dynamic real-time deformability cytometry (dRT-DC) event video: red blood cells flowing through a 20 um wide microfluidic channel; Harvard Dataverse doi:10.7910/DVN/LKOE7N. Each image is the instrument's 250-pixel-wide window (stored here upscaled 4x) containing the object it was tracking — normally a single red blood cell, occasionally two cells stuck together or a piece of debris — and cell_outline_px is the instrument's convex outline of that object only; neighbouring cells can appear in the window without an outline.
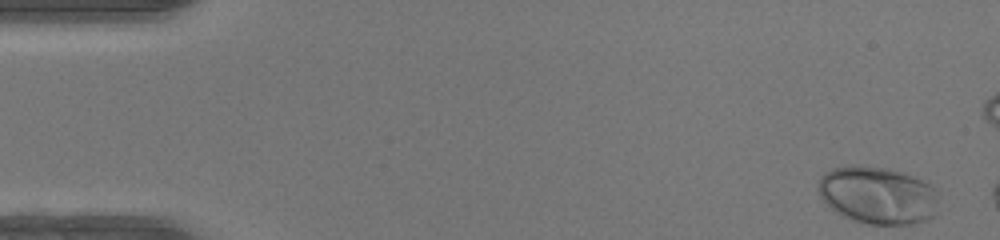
{"species": "human", "species_latin": "Homo sapiens", "temperature_condition": "warm", "stored_images_in_passage": 46, "camera_frame_rate_fps": 3000, "um_per_image_px": 0.085, "donor": {"sex": "female"}, "frame": {"image": 1, "passage_image": 1, "time_ms": 0.0, "image_size_px": [1000, 240], "cell_outline_px": [[936, 200], [932, 216], [924, 220], [908, 224], [868, 224], [852, 220], [836, 212], [820, 196], [820, 176], [824, 172], [832, 168], [888, 168], [904, 172], [928, 184], [932, 188]], "centroid_in_image_um": [74.57, 16.62], "position_along_channel_um": 10.4, "area_um2": 38.9}}
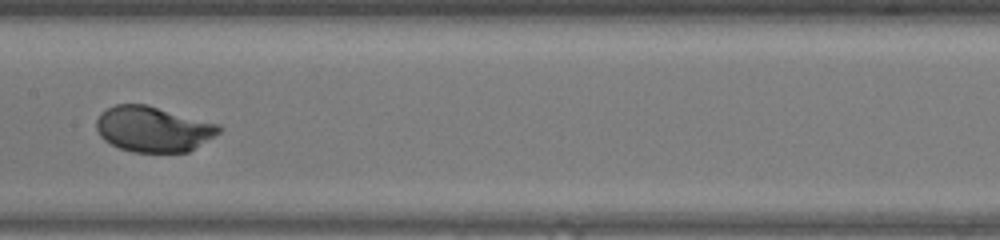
{"frame": {"image": 2, "passage_image": 24, "time_ms": 7.667, "image_size_px": [1000, 240], "cell_outline_px": [[224, 128], [220, 132], [188, 152], [132, 152], [120, 148], [104, 140], [100, 136], [96, 128], [96, 120], [100, 112], [116, 104], [144, 104], [220, 124]], "centroid_in_image_um": [13.01, 10.97], "position_along_channel_um": 194.4, "area_um2": 32.43}}
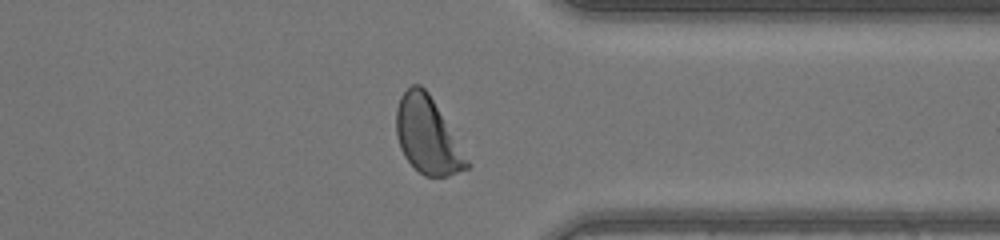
{"frame": {"image": 3, "passage_image": 37, "time_ms": 12.0, "image_size_px": [1000, 240], "cell_outline_px": [[468, 168], [448, 176], [424, 176], [404, 156], [400, 148], [396, 136], [396, 108], [400, 96], [412, 84], [420, 84], [428, 92], [468, 160]], "centroid_in_image_um": [36.28, 11.51], "position_along_channel_um": 375.1, "area_um2": 30.75}, "authors_computed_cell_mechanics": {"area_um2": 32.8882, "velocity_mm_per_s": 4.256, "shape_relaxation_time_tau1_ms": 2.0808, "shape_relaxation_time_tau2_ms": null, "deformation_change_tau1": 0.1701, "deformation_change_tau2": null}}